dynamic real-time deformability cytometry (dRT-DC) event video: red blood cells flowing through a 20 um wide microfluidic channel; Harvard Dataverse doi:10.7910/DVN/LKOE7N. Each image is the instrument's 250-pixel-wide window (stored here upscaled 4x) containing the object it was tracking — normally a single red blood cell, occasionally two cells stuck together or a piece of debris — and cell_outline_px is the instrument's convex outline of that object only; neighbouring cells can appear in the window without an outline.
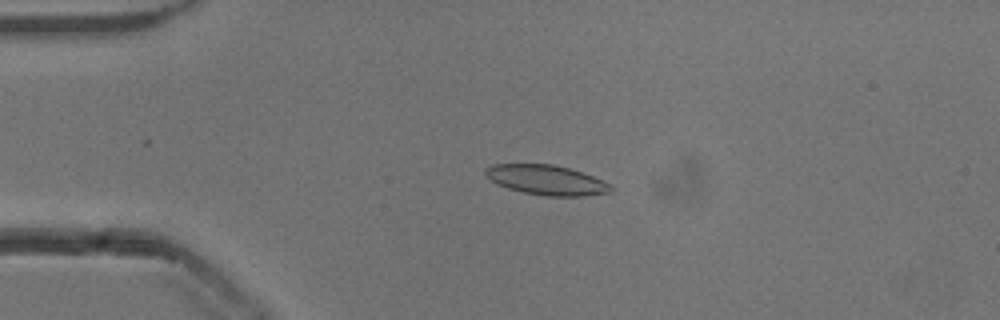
{"species": "common noctule bat (a hibernating species)", "species_latin": "Nyctalus noctula", "temperature_condition": "cold", "stored_images_in_passage": 54, "camera_frame_rate_fps": 3000, "um_per_image_px": 0.085, "animal": {"sex": "male", "body_mass_g": 13.3}, "frame": {"image": 1, "passage_image": 13, "time_ms": 4.0, "image_size_px": [1000, 320], "cell_outline_px": [[612, 188], [608, 192], [584, 196], [544, 196], [524, 192], [508, 188], [496, 184], [484, 172], [492, 164], [552, 164], [568, 168], [592, 176], [612, 184]], "centroid_in_image_um": [46.45, 15.3], "position_along_channel_um": 38.5, "area_um2": 21.5}}
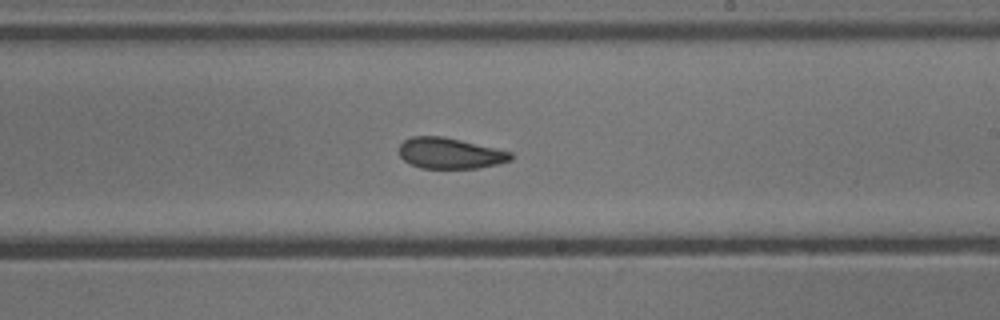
{"frame": {"image": 2, "passage_image": 32, "time_ms": 10.333, "image_size_px": [1000, 320], "cell_outline_px": [[512, 160], [500, 164], [480, 168], [420, 168], [408, 164], [400, 156], [400, 144], [404, 140], [412, 136], [440, 136], [460, 140], [512, 152]], "centroid_in_image_um": [38.25, 13.04], "position_along_channel_um": 250.8, "area_um2": 20.11}}
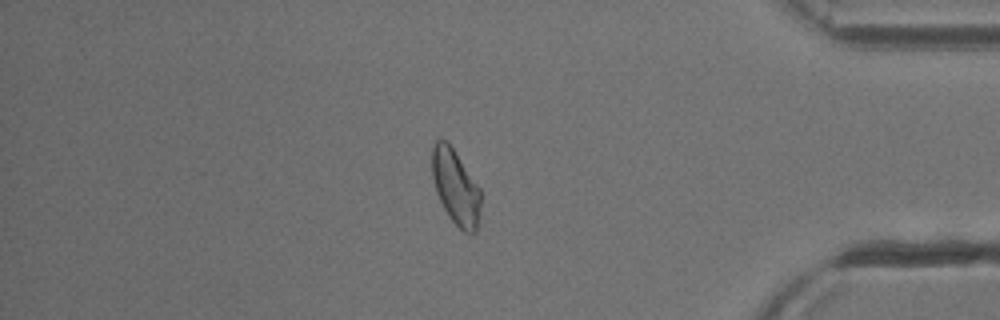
{"frame": {"image": 3, "passage_image": 46, "time_ms": 15.0, "image_size_px": [1000, 320], "cell_outline_px": [[480, 216], [476, 232], [464, 232], [448, 216], [436, 192], [432, 176], [432, 148], [436, 140], [444, 140], [452, 148], [480, 188]], "centroid_in_image_um": [38.73, 15.93], "position_along_channel_um": 396.5, "area_um2": 20.92}, "authors_computed_cell_mechanics": {"area_um2": 21.3282, "velocity_mm_per_s": 3.8389, "shape_relaxation_time_tau1_ms": 7.3655, "shape_relaxation_time_tau2_ms": 1.7504, "deformation_change_tau1": 0.1557, "deformation_change_tau2": 0.0603}}